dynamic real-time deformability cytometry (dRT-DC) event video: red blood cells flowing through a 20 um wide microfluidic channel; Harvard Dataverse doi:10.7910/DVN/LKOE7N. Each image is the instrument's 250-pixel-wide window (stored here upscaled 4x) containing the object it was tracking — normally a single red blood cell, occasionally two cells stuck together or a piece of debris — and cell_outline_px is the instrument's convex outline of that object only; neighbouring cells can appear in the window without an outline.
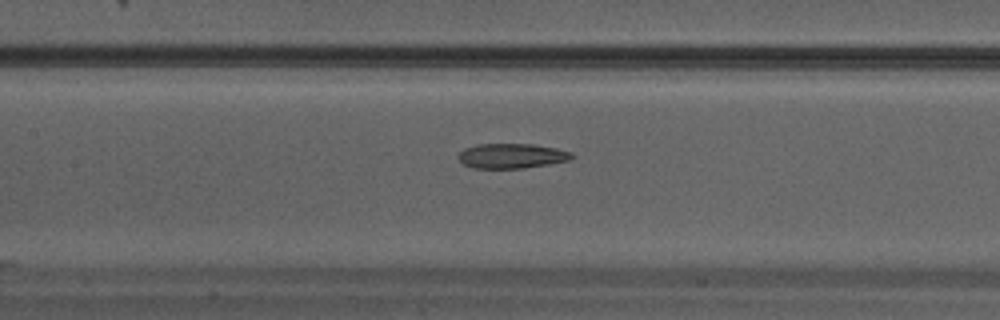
{"species": "Egyptian fruit bat (a non-hibernating species)", "species_latin": "Rousettus aegyptiacus", "temperature_condition": "warm", "stored_images_in_passage": 14, "camera_frame_rate_fps": 3000, "um_per_image_px": 0.085, "animal": {"sex": "male"}, "frame": {"image": 1, "passage_image": 9, "time_ms": 2.667, "image_size_px": [1000, 320], "cell_outline_px": [[576, 156], [568, 160], [548, 164], [520, 168], [472, 168], [464, 164], [456, 156], [464, 148], [476, 144], [532, 144], [556, 148], [572, 152]], "centroid_in_image_um": [43.47, 13.24], "position_along_channel_um": 163.9, "area_um2": 16.42}}